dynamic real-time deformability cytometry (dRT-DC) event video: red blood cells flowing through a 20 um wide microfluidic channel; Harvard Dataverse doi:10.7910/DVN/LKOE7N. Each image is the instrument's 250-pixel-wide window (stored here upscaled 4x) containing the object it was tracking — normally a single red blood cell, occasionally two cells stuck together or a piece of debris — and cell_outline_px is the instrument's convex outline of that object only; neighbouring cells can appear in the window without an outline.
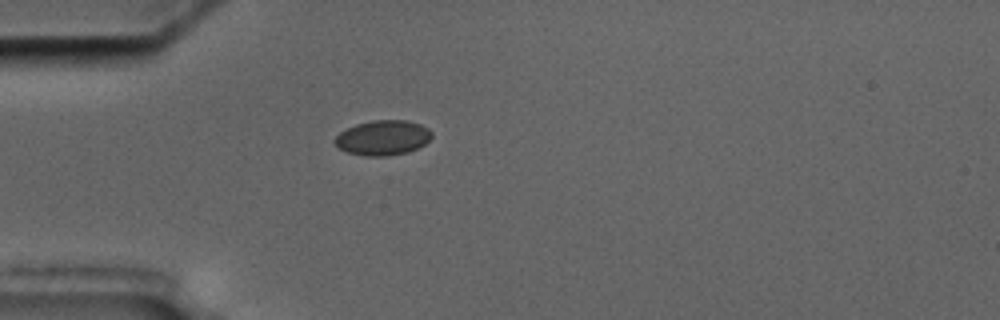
{"species": "common noctule bat (a hibernating species)", "species_latin": "Nyctalus noctula", "temperature_condition": "cold", "stored_images_in_passage": 5, "camera_frame_rate_fps": 3000, "um_per_image_px": 0.085, "animal": {"sex": "male", "body_mass_g": 17.5, "forearm_length_mm": 52.3}, "frame": {"image": 1, "passage_image": 5, "time_ms": 5.0, "image_size_px": [1000, 320], "cell_outline_px": [[432, 136], [424, 144], [408, 152], [384, 156], [364, 156], [348, 152], [340, 148], [332, 140], [340, 132], [356, 124], [372, 120], [408, 120], [420, 124], [428, 128], [432, 132]], "centroid_in_image_um": [32.54, 11.7], "position_along_channel_um": 52.5, "area_um2": 19.65}}